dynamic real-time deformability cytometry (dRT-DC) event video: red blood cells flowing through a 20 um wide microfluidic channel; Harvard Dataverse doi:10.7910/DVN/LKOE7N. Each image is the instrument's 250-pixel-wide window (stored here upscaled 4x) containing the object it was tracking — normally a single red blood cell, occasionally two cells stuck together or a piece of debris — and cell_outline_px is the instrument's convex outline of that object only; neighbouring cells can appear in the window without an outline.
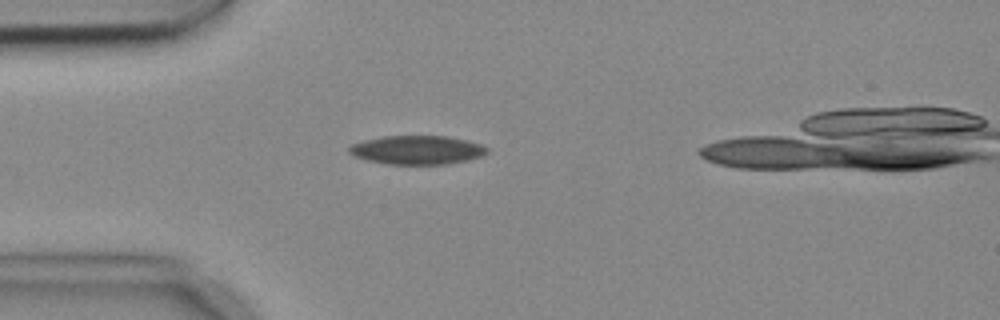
{"species": "common noctule bat (a hibernating species)", "species_latin": "Nyctalus noctula", "temperature_condition": "cold", "stored_images_in_passage": 3, "camera_frame_rate_fps": 3000, "um_per_image_px": 0.085, "animal": {"sex": "female", "body_mass_g": 18.4}, "frame": {"image": 1, "passage_image": 2, "time_ms": 0.333, "image_size_px": [1000, 320], "cell_outline_px": [[488, 152], [480, 156], [468, 160], [448, 164], [388, 164], [368, 160], [356, 156], [348, 152], [348, 148], [352, 144], [364, 140], [384, 136], [448, 136], [480, 144], [488, 148]], "centroid_in_image_um": [35.45, 12.74], "position_along_channel_um": 49.5, "area_um2": 22.95}}